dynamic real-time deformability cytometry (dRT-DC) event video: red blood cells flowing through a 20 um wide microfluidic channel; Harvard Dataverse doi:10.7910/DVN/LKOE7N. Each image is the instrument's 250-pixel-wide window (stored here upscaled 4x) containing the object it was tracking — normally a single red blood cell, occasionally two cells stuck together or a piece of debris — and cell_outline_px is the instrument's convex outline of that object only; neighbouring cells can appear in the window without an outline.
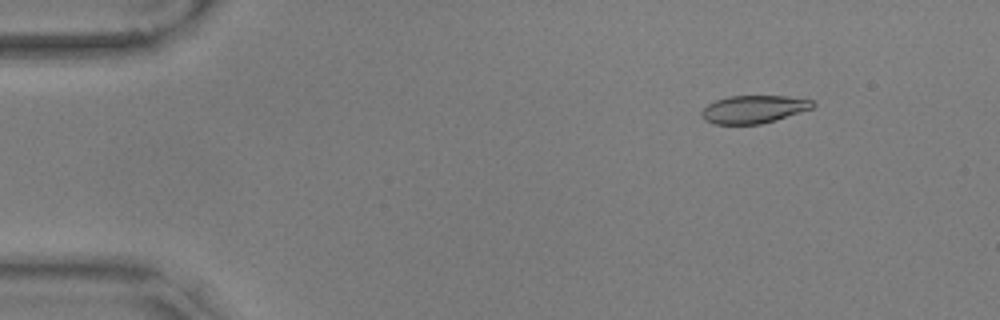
{"species": "common noctule bat (a hibernating species)", "species_latin": "Nyctalus noctula", "temperature_condition": "warm", "stored_images_in_passage": 56, "camera_frame_rate_fps": 3000, "um_per_image_px": 0.085, "animal": {"sex": "male", "body_mass_g": 17.9, "forearm_length_mm": 54.2}, "frame": {"image": 1, "passage_image": 7, "time_ms": 2.0, "image_size_px": [1000, 320], "cell_outline_px": [[816, 104], [812, 108], [776, 120], [760, 124], [712, 124], [704, 120], [700, 116], [700, 112], [708, 104], [716, 100], [728, 96], [784, 96], [812, 100]], "centroid_in_image_um": [64.02, 9.29], "position_along_channel_um": 21.0, "area_um2": 18.03}}
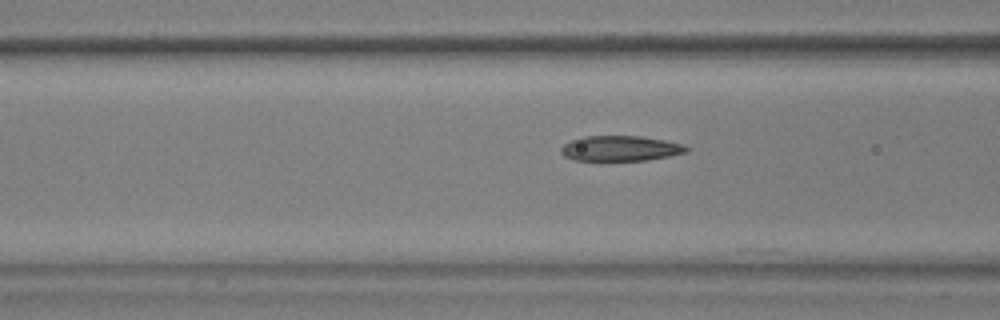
{"frame": {"image": 2, "passage_image": 22, "time_ms": 7.0, "image_size_px": [1000, 320], "cell_outline_px": [[692, 148], [688, 152], [648, 160], [572, 160], [564, 156], [560, 152], [560, 148], [564, 144], [572, 140], [584, 136], [640, 136], [664, 140], [684, 144]], "centroid_in_image_um": [52.76, 12.61], "position_along_channel_um": 113.8, "area_um2": 18.55}}
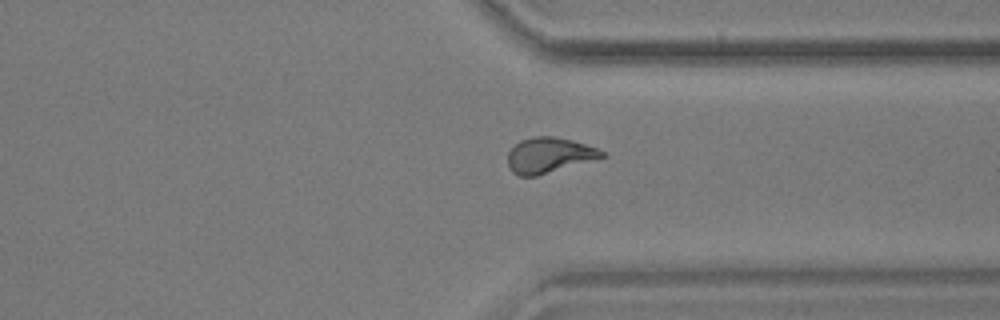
{"frame": {"image": 3, "passage_image": 43, "time_ms": 14.0, "image_size_px": [1000, 320], "cell_outline_px": [[608, 156], [536, 176], [520, 176], [512, 172], [508, 164], [508, 152], [520, 140], [532, 136], [552, 136], [572, 140], [596, 148], [604, 152]], "centroid_in_image_um": [46.66, 13.19], "position_along_channel_um": 364.7, "area_um2": 19.31}, "authors_computed_cell_mechanics": {"area_um2": 19.1029, "velocity_mm_per_s": 3.5815, "shape_relaxation_time_tau1_ms": 5.1294, "shape_relaxation_time_tau2_ms": 1.6021, "deformation_change_tau1": 0.1883, "deformation_change_tau2": 0.0899}}